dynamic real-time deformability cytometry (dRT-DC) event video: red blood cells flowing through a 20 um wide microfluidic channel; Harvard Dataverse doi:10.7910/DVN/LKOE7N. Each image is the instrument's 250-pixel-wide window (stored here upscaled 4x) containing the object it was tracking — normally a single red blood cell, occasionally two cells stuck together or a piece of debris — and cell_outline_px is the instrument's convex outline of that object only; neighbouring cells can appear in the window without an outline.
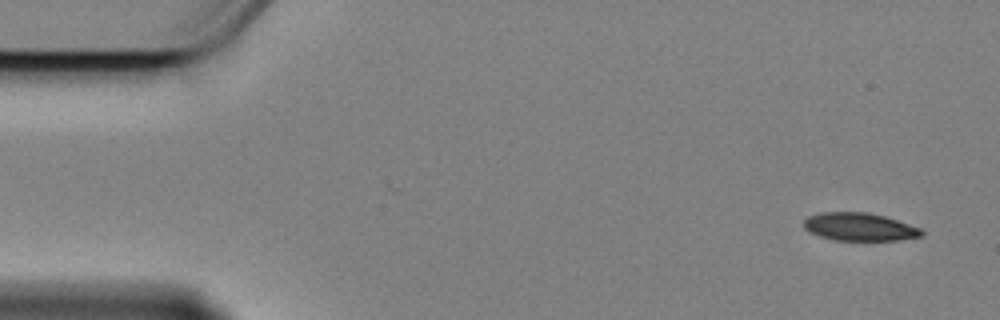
{"species": "Egyptian fruit bat (a non-hibernating species)", "species_latin": "Rousettus aegyptiacus", "temperature_condition": "cold", "stored_images_in_passage": 56, "camera_frame_rate_fps": 3000, "um_per_image_px": 0.085, "animal": {"sex": "female"}, "frame": {"image": 1, "passage_image": 1, "time_ms": 0.0, "image_size_px": [1000, 320], "cell_outline_px": [[924, 232], [920, 236], [896, 240], [836, 240], [820, 236], [804, 228], [804, 220], [808, 216], [820, 212], [868, 212], [884, 216], [920, 228]], "centroid_in_image_um": [73.03, 19.27], "position_along_channel_um": 12.0, "area_um2": 18.9}}
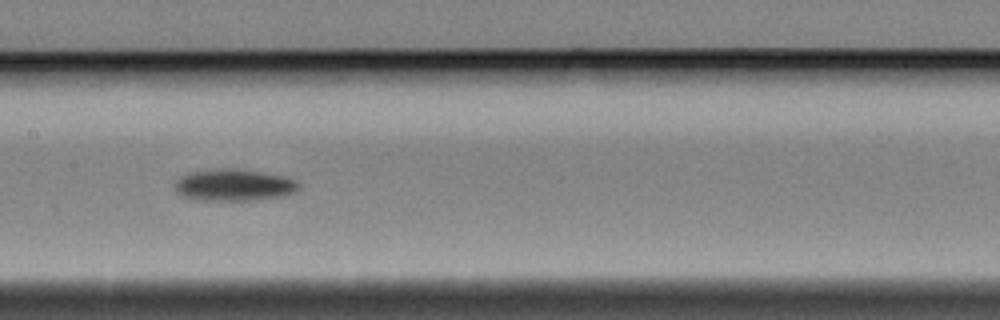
{"frame": {"image": 2, "passage_image": 26, "time_ms": 8.333, "image_size_px": [1000, 320], "cell_outline_px": [[300, 188], [296, 192], [288, 196], [252, 200], [192, 200], [180, 196], [176, 192], [176, 180], [180, 176], [192, 172], [256, 172], [284, 176], [296, 180], [300, 184]], "centroid_in_image_um": [19.94, 15.81], "position_along_channel_um": 187.5, "area_um2": 22.02}}
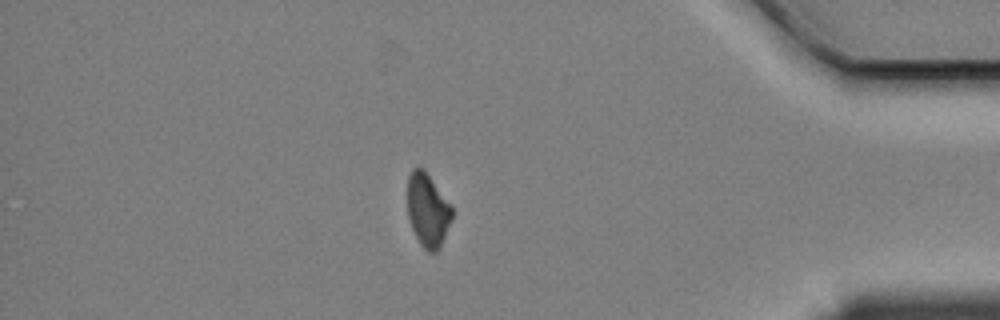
{"frame": {"image": 3, "passage_image": 48, "time_ms": 15.667, "image_size_px": [1000, 320], "cell_outline_px": [[452, 216], [440, 248], [436, 252], [428, 252], [420, 244], [412, 228], [408, 216], [408, 176], [412, 168], [424, 168], [452, 208]], "centroid_in_image_um": [36.34, 17.86], "position_along_channel_um": 398.9, "area_um2": 18.73}}